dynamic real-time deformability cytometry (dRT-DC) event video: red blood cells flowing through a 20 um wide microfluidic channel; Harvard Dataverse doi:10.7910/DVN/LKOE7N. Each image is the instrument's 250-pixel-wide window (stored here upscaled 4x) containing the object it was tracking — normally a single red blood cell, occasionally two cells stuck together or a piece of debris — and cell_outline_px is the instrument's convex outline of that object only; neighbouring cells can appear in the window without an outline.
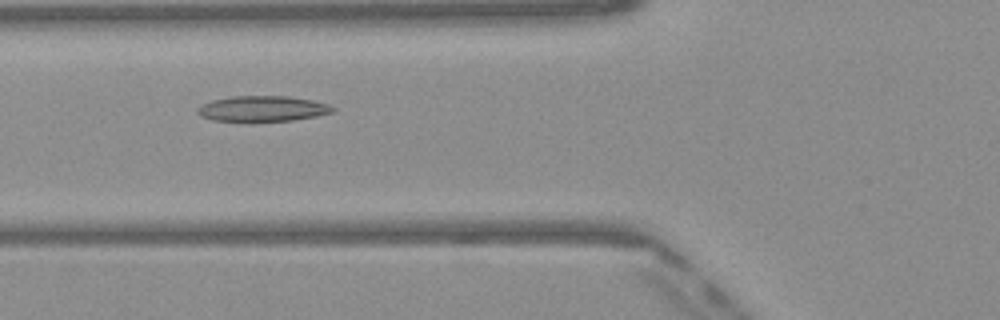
{"species": "Egyptian fruit bat (a non-hibernating species)", "species_latin": "Rousettus aegyptiacus", "temperature_condition": "warm", "stored_images_in_passage": 38, "camera_frame_rate_fps": 3000, "um_per_image_px": 0.085, "frame": {"image": 1, "passage_image": 7, "time_ms": 2.0, "image_size_px": [1000, 320], "cell_outline_px": [[336, 108], [332, 112], [316, 116], [292, 120], [212, 120], [200, 116], [196, 112], [196, 108], [212, 100], [232, 96], [288, 96], [312, 100], [328, 104]], "centroid_in_image_um": [22.31, 9.22], "position_along_channel_um": 103.5, "area_um2": 19.77}}
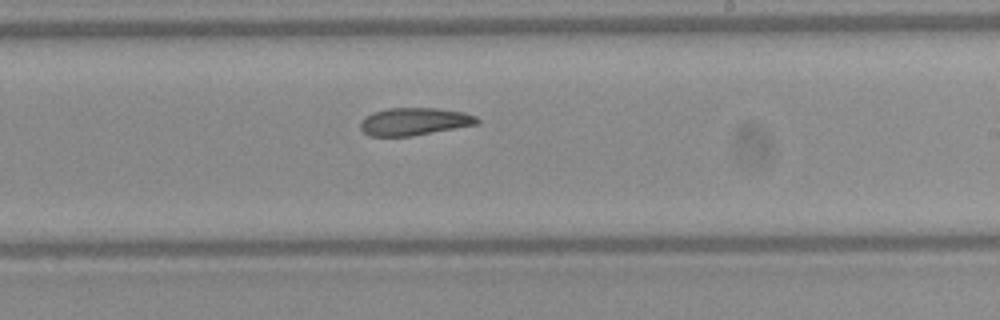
{"frame": {"image": 2, "passage_image": 18, "time_ms": 5.667, "image_size_px": [1000, 320], "cell_outline_px": [[480, 124], [412, 136], [368, 136], [360, 128], [360, 124], [364, 116], [372, 112], [388, 108], [440, 108], [464, 112], [476, 116], [480, 120]], "centroid_in_image_um": [35.23, 10.33], "position_along_channel_um": 253.8, "area_um2": 19.02}}
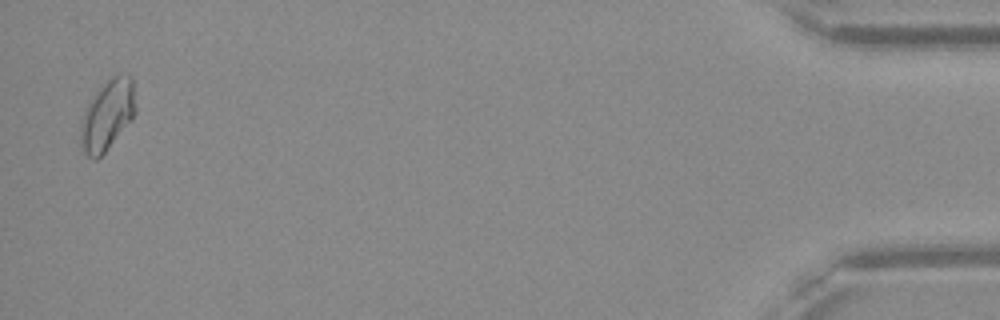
{"frame": {"image": 3, "passage_image": 37, "time_ms": 12.0, "image_size_px": [1000, 320], "cell_outline_px": [[136, 112], [132, 120], [104, 152], [96, 160], [92, 160], [84, 152], [80, 144], [80, 120], [92, 96], [104, 80], [108, 76], [128, 72], [132, 76], [136, 108]], "centroid_in_image_um": [9.13, 9.72], "position_along_channel_um": 426.1, "area_um2": 23.06}, "authors_computed_cell_mechanics": {"area_um2": 19.8832, "velocity_mm_per_s": 4.0912, "shape_relaxation_time_tau1_ms": null, "shape_relaxation_time_tau2_ms": 4.3656, "deformation_change_tau1": null, "deformation_change_tau2": 0.1209}}